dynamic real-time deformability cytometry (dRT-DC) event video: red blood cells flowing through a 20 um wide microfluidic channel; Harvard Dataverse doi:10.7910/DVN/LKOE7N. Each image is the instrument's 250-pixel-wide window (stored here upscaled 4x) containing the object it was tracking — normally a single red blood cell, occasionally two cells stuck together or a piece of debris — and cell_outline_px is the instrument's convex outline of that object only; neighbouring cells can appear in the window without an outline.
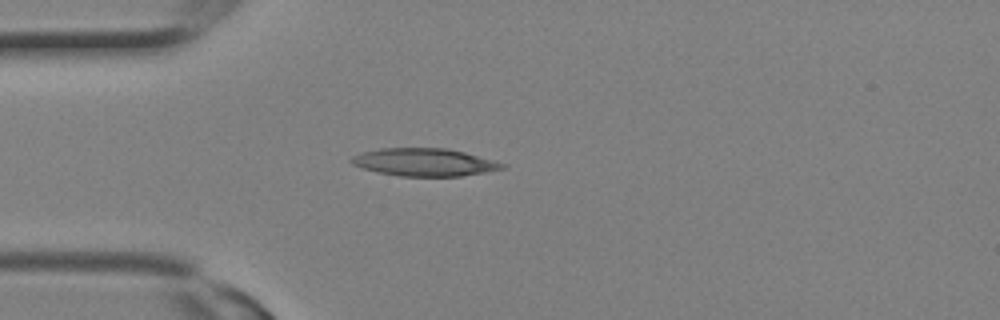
{"species": "Egyptian fruit bat (a non-hibernating species)", "species_latin": "Rousettus aegyptiacus", "temperature_condition": "room temperature", "stored_images_in_passage": 2, "camera_frame_rate_fps": 3000, "um_per_image_px": 0.085, "animal": {"sex": "female"}, "frame": {"image": 1, "passage_image": 2, "time_ms": 0.333, "image_size_px": [1000, 320], "cell_outline_px": [[508, 164], [504, 168], [484, 172], [460, 176], [400, 176], [376, 172], [352, 164], [348, 160], [352, 156], [360, 152], [380, 148], [448, 148], [464, 152]], "centroid_in_image_um": [36.03, 13.78], "position_along_channel_um": 49.0, "area_um2": 24.39}}